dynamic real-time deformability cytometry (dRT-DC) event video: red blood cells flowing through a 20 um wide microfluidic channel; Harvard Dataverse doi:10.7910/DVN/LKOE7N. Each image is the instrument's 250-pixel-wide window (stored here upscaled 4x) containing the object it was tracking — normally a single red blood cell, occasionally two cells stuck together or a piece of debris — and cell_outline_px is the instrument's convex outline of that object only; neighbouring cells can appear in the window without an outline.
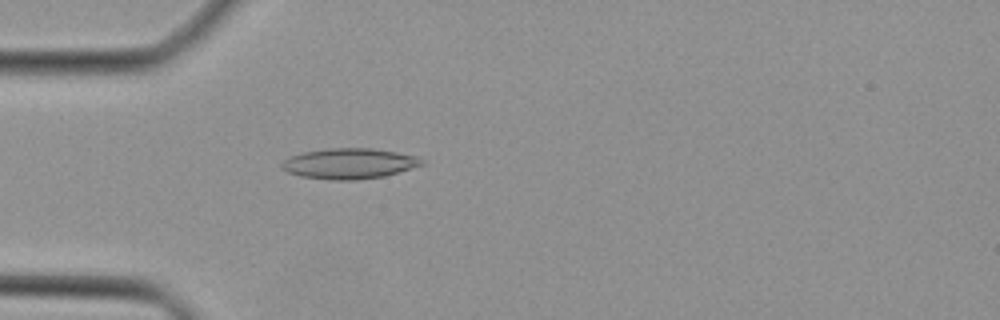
{"species": "Egyptian fruit bat (a non-hibernating species)", "species_latin": "Rousettus aegyptiacus", "temperature_condition": "cold", "stored_images_in_passage": 33, "camera_frame_rate_fps": 3000, "um_per_image_px": 0.085, "animal": {"sex": "female"}, "frame": {"image": 1, "passage_image": 1, "time_ms": 0.0, "image_size_px": [1000, 320], "cell_outline_px": [[424, 164], [384, 176], [356, 180], [332, 180], [300, 176], [288, 172], [280, 168], [280, 164], [288, 156], [304, 152], [332, 148], [372, 148], [396, 152], [416, 156], [424, 160]], "centroid_in_image_um": [29.65, 13.9], "position_along_channel_um": 55.4, "area_um2": 24.85}}
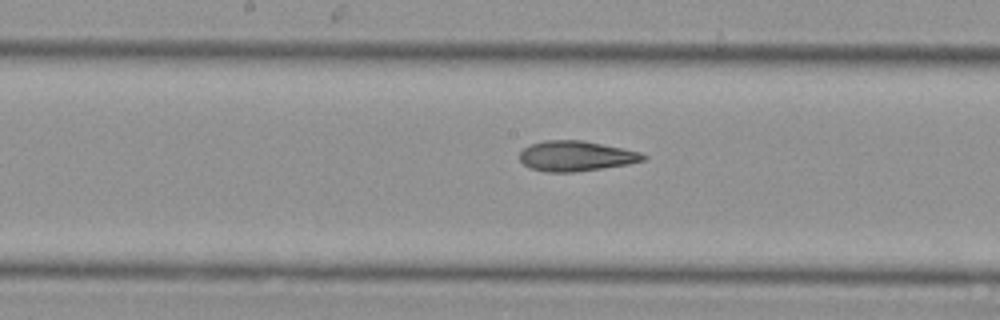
{"frame": {"image": 2, "passage_image": 11, "time_ms": 3.333, "image_size_px": [1000, 320], "cell_outline_px": [[648, 156], [644, 160], [628, 164], [572, 172], [548, 172], [528, 168], [520, 160], [520, 152], [524, 148], [532, 144], [544, 140], [580, 140], [640, 152]], "centroid_in_image_um": [48.92, 13.26], "position_along_channel_um": 199.3, "area_um2": 21.44}}
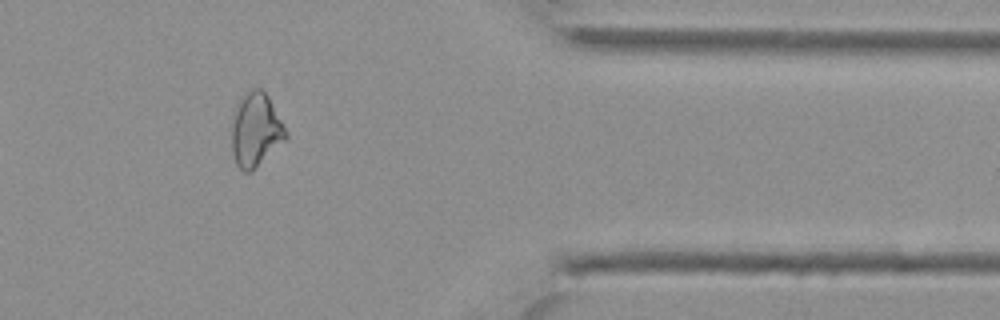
{"frame": {"image": 3, "passage_image": 25, "time_ms": 8.0, "image_size_px": [1000, 320], "cell_outline_px": [[288, 136], [252, 172], [244, 172], [236, 164], [232, 152], [232, 124], [240, 100], [252, 88], [260, 88], [268, 96], [284, 124], [288, 132]], "centroid_in_image_um": [21.75, 11.07], "position_along_channel_um": 389.6, "area_um2": 22.83}}